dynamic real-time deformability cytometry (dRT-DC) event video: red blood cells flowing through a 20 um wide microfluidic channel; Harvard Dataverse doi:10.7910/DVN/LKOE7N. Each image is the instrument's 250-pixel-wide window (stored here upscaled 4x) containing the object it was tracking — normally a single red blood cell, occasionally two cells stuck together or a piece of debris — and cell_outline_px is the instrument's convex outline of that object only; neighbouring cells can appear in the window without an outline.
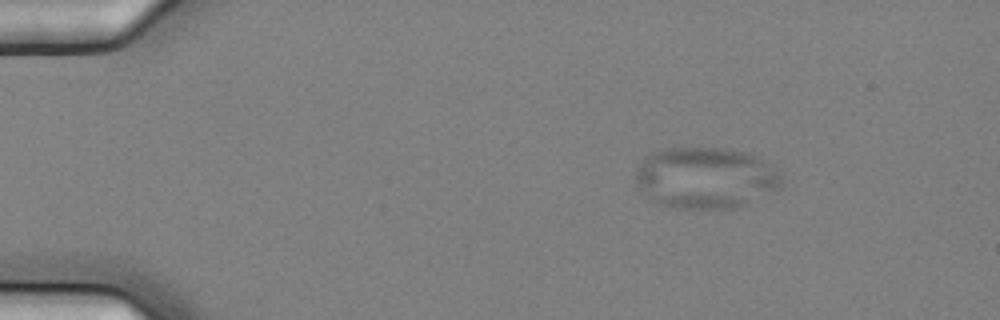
{"species": "common noctule bat (a hibernating species)", "species_latin": "Nyctalus noctula", "temperature_condition": "cold", "stored_images_in_passage": 6, "camera_frame_rate_fps": 3000, "um_per_image_px": 0.085, "animal": {"sex": "female", "body_mass_g": 25.1}, "frame": {"image": 1, "passage_image": 1, "time_ms": 0.0, "image_size_px": [1000, 320], "cell_outline_px": [[780, 188], [736, 208], [676, 208], [660, 204], [636, 188], [636, 168], [652, 152], [668, 148], [728, 148], [748, 152], [780, 172]], "centroid_in_image_um": [59.95, 15.11], "position_along_channel_um": 25.1, "area_um2": 51.79}}
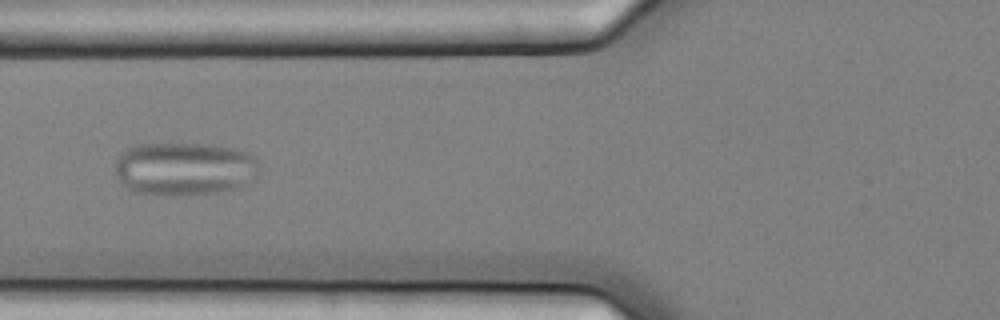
{"frame": {"image": 2, "passage_image": 5, "time_ms": 1.333, "image_size_px": [1000, 320], "cell_outline_px": [[256, 176], [252, 184], [240, 188], [216, 192], [168, 196], [132, 192], [124, 188], [120, 184], [116, 176], [116, 160], [128, 148], [140, 144], [208, 144], [232, 148], [248, 152], [256, 156]], "centroid_in_image_um": [15.68, 14.37], "position_along_channel_um": 110.1, "area_um2": 45.26}}